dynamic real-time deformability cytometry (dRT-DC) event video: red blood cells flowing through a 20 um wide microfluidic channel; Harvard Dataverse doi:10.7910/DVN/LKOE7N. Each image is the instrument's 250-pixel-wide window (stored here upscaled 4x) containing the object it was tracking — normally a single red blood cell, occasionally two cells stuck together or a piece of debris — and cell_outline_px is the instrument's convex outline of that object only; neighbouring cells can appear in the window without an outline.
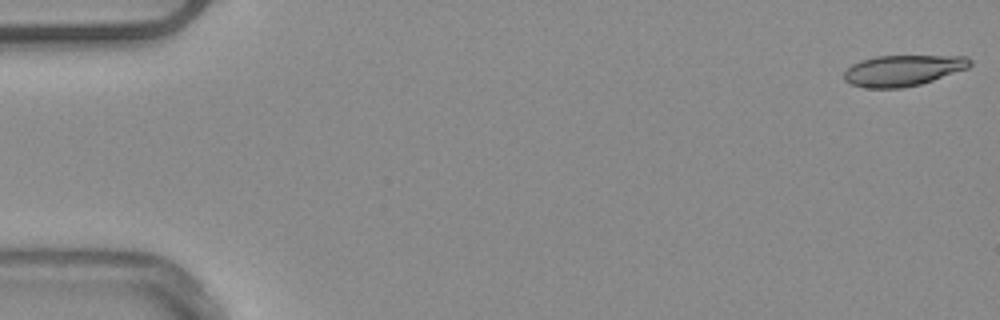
{"species": "common noctule bat (a hibernating species)", "species_latin": "Nyctalus noctula", "temperature_condition": "warm", "stored_images_in_passage": 52, "camera_frame_rate_fps": 3000, "um_per_image_px": 0.085, "animal": {"sex": "male", "body_mass_g": 20.4}, "frame": {"image": 1, "passage_image": 1, "time_ms": 0.0, "image_size_px": [1000, 320], "cell_outline_px": [[972, 64], [968, 68], [920, 84], [904, 88], [868, 88], [852, 84], [844, 80], [844, 72], [852, 64], [860, 60], [876, 56], [968, 56], [972, 60]], "centroid_in_image_um": [76.75, 5.98], "position_along_channel_um": 8.2, "area_um2": 22.66}}
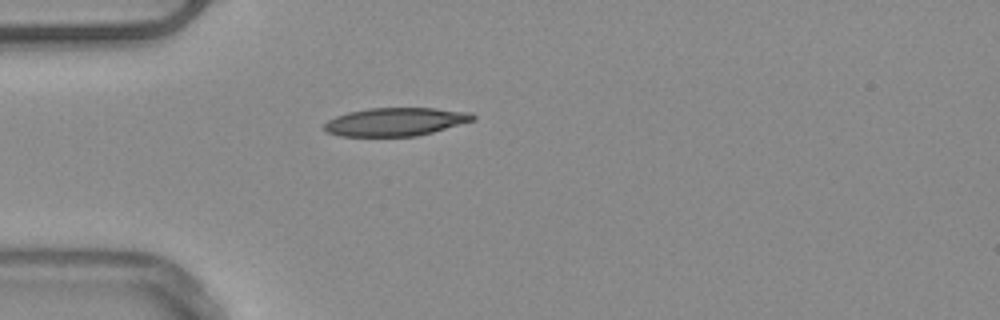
{"frame": {"image": 2, "passage_image": 15, "time_ms": 4.667, "image_size_px": [1000, 320], "cell_outline_px": [[476, 120], [432, 132], [416, 136], [340, 136], [328, 132], [324, 128], [324, 124], [328, 120], [336, 116], [348, 112], [368, 108], [436, 108], [472, 112], [476, 116]], "centroid_in_image_um": [33.66, 10.34], "position_along_channel_um": 51.3, "area_um2": 24.51}, "authors_computed_cell_mechanics": {"area_um2": 23.6402, "velocity_mm_per_s": 3.8882, "shape_relaxation_time_tau1_ms": 9.6223, "shape_relaxation_time_tau2_ms": 3.2515, "deformation_change_tau1": 0.1766, "deformation_change_tau2": 0.1063}}